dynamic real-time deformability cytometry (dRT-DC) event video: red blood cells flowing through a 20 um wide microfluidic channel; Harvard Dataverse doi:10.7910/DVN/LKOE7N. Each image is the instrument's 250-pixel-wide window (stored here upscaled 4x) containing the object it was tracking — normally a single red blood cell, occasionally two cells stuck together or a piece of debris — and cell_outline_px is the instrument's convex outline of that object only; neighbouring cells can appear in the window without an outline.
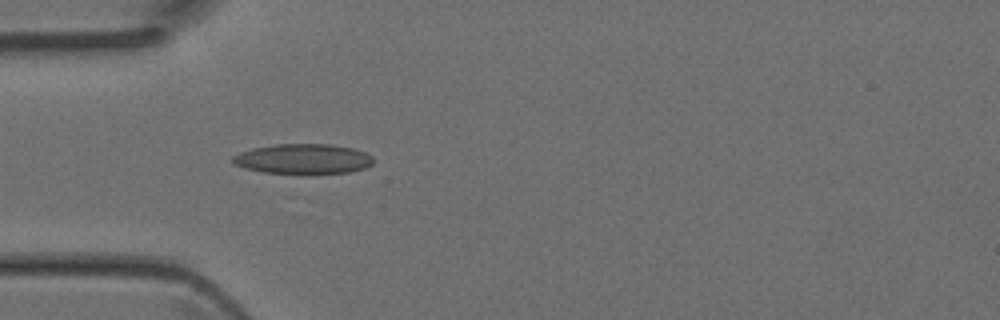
{"species": "Egyptian fruit bat (a non-hibernating species)", "species_latin": "Rousettus aegyptiacus", "temperature_condition": "room temperature", "stored_images_in_passage": 3, "camera_frame_rate_fps": 3000, "um_per_image_px": 0.085, "animal": {"sex": "female"}, "frame": {"image": 1, "passage_image": 3, "time_ms": 0.667, "image_size_px": [1000, 320], "cell_outline_px": [[372, 164], [364, 168], [348, 172], [308, 176], [264, 172], [244, 168], [232, 164], [232, 156], [240, 152], [252, 148], [276, 144], [332, 144], [356, 148], [372, 156]], "centroid_in_image_um": [25.76, 13.53], "position_along_channel_um": 59.2, "area_um2": 25.43}}